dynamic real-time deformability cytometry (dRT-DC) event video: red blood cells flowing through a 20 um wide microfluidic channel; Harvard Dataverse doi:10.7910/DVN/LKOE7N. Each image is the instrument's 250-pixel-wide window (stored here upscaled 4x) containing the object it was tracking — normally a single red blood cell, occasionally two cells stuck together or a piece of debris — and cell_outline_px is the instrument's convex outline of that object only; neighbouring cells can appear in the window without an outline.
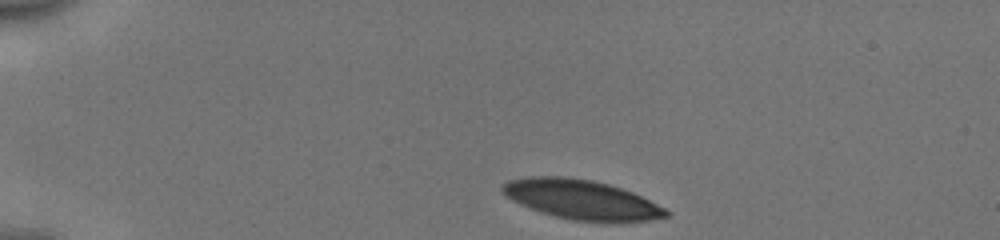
{"species": "human", "species_latin": "Homo sapiens", "temperature_condition": "cold", "stored_images_in_passage": 36, "camera_frame_rate_fps": 3000, "um_per_image_px": 0.085, "donor": {"sex": "male"}, "frame": {"image": 1, "passage_image": 1, "time_ms": 0.0, "image_size_px": [1000, 240], "cell_outline_px": [[668, 216], [648, 220], [572, 220], [556, 216], [520, 204], [512, 200], [500, 188], [508, 180], [528, 176], [564, 176], [592, 180], [608, 184], [632, 192], [664, 208], [668, 212]], "centroid_in_image_um": [49.37, 16.92], "position_along_channel_um": 35.6, "area_um2": 36.53}}
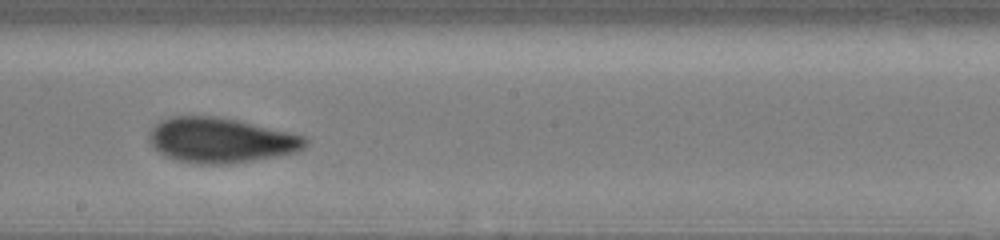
{"frame": {"image": 2, "passage_image": 21, "time_ms": 6.667, "image_size_px": [1000, 240], "cell_outline_px": [[308, 144], [304, 148], [296, 152], [276, 156], [252, 160], [224, 164], [200, 164], [176, 160], [164, 156], [148, 140], [148, 136], [152, 128], [160, 120], [172, 116], [216, 116], [236, 120], [288, 132], [304, 136], [308, 140]], "centroid_in_image_um": [18.74, 11.92], "position_along_channel_um": 229.5, "area_um2": 40.69}}
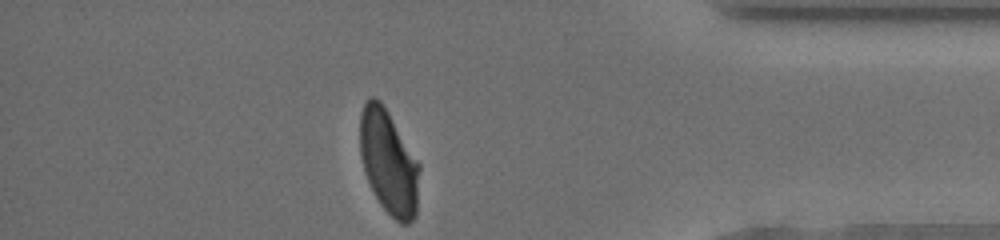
{"frame": {"image": 3, "passage_image": 36, "time_ms": 11.667, "image_size_px": [1000, 240], "cell_outline_px": [[420, 168], [416, 216], [408, 224], [400, 224], [380, 204], [368, 180], [364, 168], [360, 152], [360, 112], [368, 96], [376, 96], [380, 100], [388, 112], [420, 164]], "centroid_in_image_um": [33.04, 13.77], "position_along_channel_um": 402.2, "area_um2": 36.01}, "authors_computed_cell_mechanics": {"area_um2": 40.0843, "velocity_mm_per_s": 3.9531, "shape_relaxation_time_tau1_ms": 4.792, "shape_relaxation_time_tau2_ms": 1.3778, "deformation_change_tau1": 0.1622, "deformation_change_tau2": 0.0759}}